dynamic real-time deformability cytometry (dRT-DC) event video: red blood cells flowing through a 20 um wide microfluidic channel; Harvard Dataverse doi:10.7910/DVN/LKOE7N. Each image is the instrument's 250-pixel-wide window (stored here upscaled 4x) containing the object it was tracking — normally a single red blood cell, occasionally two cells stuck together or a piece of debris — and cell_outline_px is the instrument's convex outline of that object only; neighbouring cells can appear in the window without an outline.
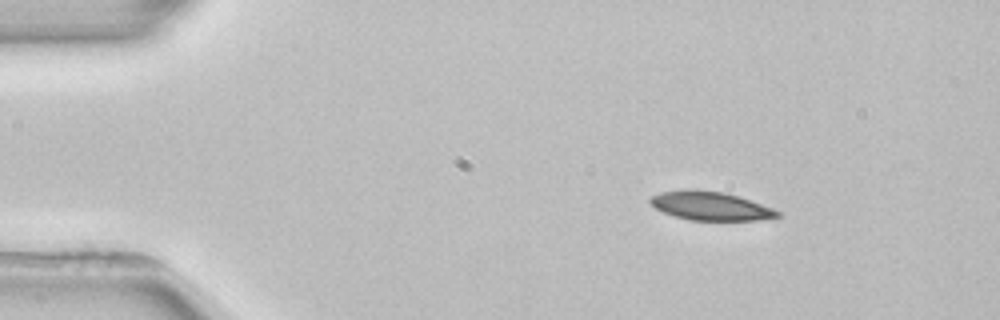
{"species": "common noctule bat (a hibernating species)", "species_latin": "Nyctalus noctula", "temperature_condition": "room temperature", "stored_images_in_passage": 3, "camera_frame_rate_fps": 3000, "um_per_image_px": 0.085, "animal": {"sex": "female", "body_mass_g": 22.7, "forearm_length_mm": 54.2}, "frame": {"image": 1, "passage_image": 1, "time_ms": 0.0, "image_size_px": [1000, 320], "cell_outline_px": [[780, 216], [756, 220], [688, 220], [664, 212], [656, 208], [648, 200], [652, 196], [660, 192], [724, 192], [772, 208], [780, 212]], "centroid_in_image_um": [60.41, 17.55], "position_along_channel_um": 24.6, "area_um2": 20.06}}
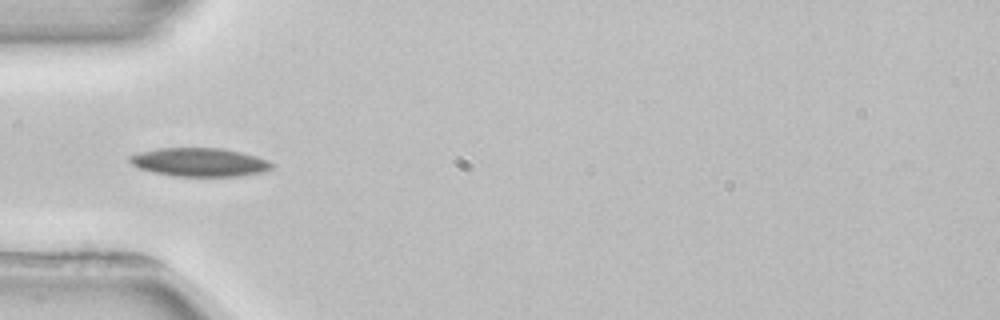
{"frame": {"image": 2, "passage_image": 3, "time_ms": 3.0, "image_size_px": [1000, 320], "cell_outline_px": [[272, 168], [264, 172], [240, 176], [172, 176], [152, 172], [136, 168], [128, 160], [128, 156], [140, 152], [160, 148], [220, 148], [240, 152], [256, 156], [268, 160], [272, 164]], "centroid_in_image_um": [16.93, 13.79], "position_along_channel_um": 68.1, "area_um2": 23.7}}